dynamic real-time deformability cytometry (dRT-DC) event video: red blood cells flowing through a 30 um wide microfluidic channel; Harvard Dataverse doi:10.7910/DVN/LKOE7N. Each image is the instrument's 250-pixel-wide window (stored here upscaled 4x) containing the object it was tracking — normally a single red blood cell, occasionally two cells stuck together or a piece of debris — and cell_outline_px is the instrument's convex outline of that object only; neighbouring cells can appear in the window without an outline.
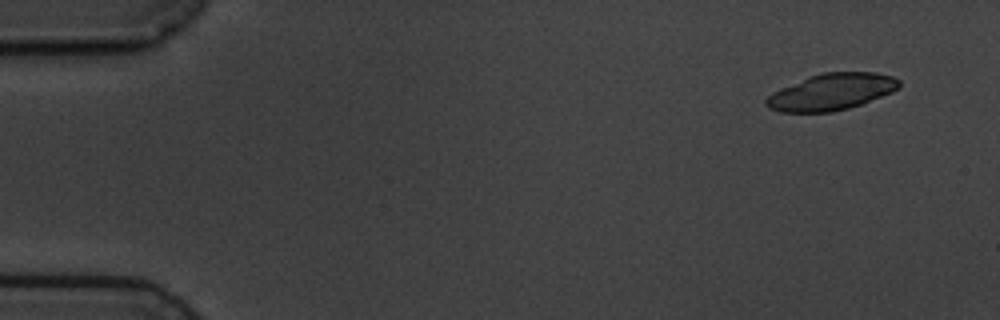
{"species": "common noctule bat (a hibernating species)", "species_latin": "Nyctalus noctula", "temperature_condition": "cold", "stored_images_in_passage": 9, "camera_frame_rate_fps": 3000, "um_per_image_px": 0.085, "animal": {"sex": "male", "body_mass_g": 19.5, "forearm_length_mm": 54.6}, "frame": {"image": 1, "passage_image": 1, "time_ms": 0.0, "image_size_px": [1000, 320], "cell_outline_px": [[900, 88], [892, 92], [860, 104], [848, 108], [832, 112], [780, 112], [768, 108], [764, 104], [764, 100], [772, 92], [780, 88], [808, 76], [820, 72], [876, 72], [892, 76], [900, 80]], "centroid_in_image_um": [70.64, 7.8], "position_along_channel_um": 14.4, "area_um2": 28.5}}
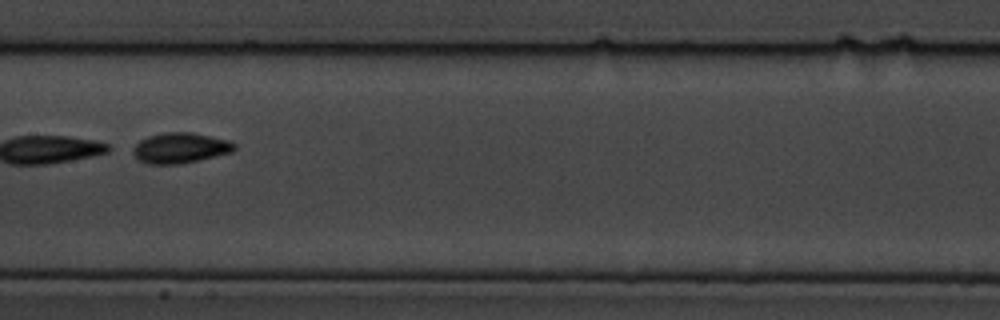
{"frame": {"image": 2, "passage_image": 8, "time_ms": 8.333, "image_size_px": [1000, 320], "cell_outline_px": [[236, 148], [232, 152], [200, 160], [180, 164], [148, 164], [140, 160], [128, 148], [140, 140], [148, 136], [164, 132], [192, 132], [228, 140], [236, 144]], "centroid_in_image_um": [15.29, 12.57], "position_along_channel_um": 192.1, "area_um2": 18.21}}